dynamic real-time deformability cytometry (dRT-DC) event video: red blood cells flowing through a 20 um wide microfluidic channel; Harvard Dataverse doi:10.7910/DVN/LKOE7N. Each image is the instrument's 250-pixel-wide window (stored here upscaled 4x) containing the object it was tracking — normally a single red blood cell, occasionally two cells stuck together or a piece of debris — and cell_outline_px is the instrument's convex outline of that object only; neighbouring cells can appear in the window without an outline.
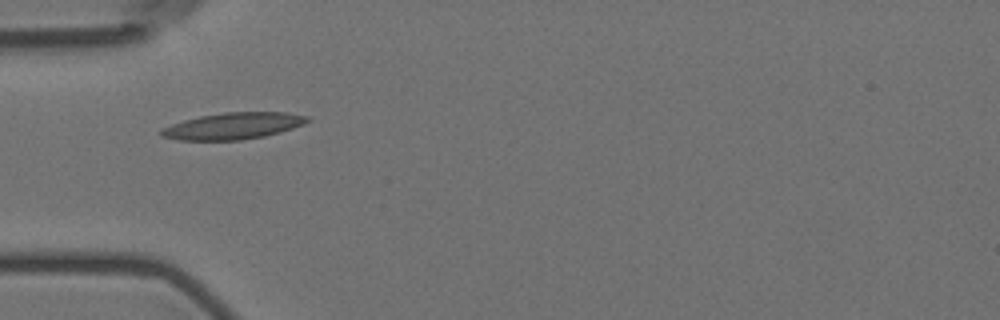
{"species": "Egyptian fruit bat (a non-hibernating species)", "species_latin": "Rousettus aegyptiacus", "temperature_condition": "room temperature", "stored_images_in_passage": 4, "camera_frame_rate_fps": 3000, "um_per_image_px": 0.085, "animal": {"sex": "female"}, "frame": {"image": 1, "passage_image": 3, "time_ms": 3.333, "image_size_px": [1000, 320], "cell_outline_px": [[312, 120], [304, 124], [280, 132], [264, 136], [240, 140], [180, 140], [160, 136], [160, 128], [184, 120], [200, 116], [224, 112], [288, 112], [308, 116]], "centroid_in_image_um": [19.83, 10.7], "position_along_channel_um": 65.2, "area_um2": 22.72}}
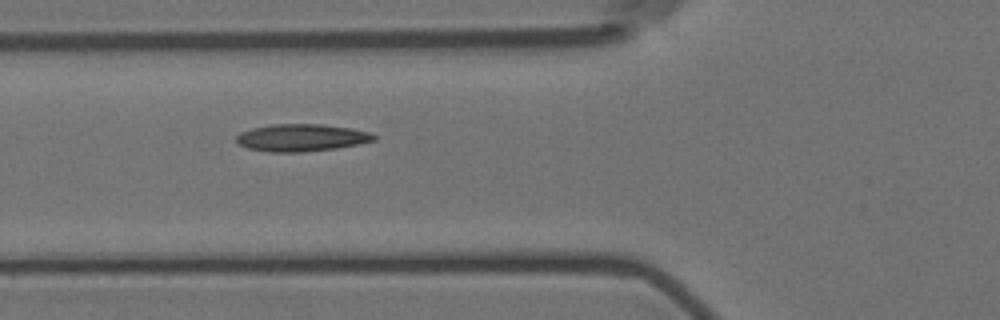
{"frame": {"image": 2, "passage_image": 4, "time_ms": 4.333, "image_size_px": [1000, 320], "cell_outline_px": [[376, 140], [336, 148], [300, 152], [268, 152], [248, 148], [240, 144], [236, 140], [236, 136], [240, 132], [252, 128], [272, 124], [320, 124], [348, 128], [368, 132], [376, 136]], "centroid_in_image_um": [25.58, 11.7], "position_along_channel_um": 100.2, "area_um2": 21.62}}